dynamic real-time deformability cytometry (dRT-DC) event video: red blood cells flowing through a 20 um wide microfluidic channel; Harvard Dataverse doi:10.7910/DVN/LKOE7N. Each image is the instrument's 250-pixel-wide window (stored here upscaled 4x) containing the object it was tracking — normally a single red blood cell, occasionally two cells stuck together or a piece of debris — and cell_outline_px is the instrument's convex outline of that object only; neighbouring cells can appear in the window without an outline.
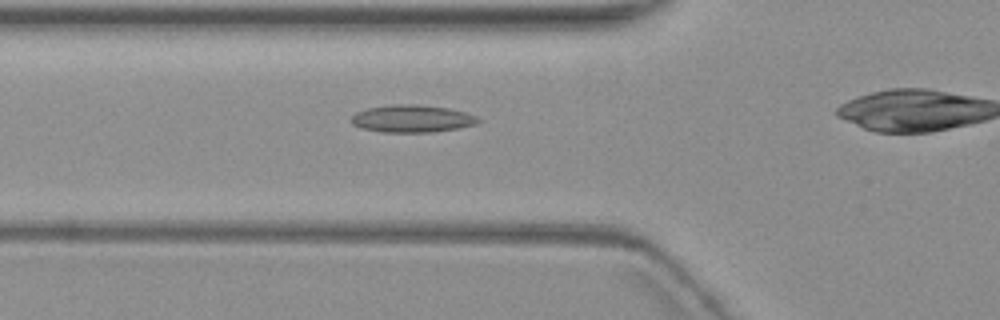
{"species": "common noctule bat (a hibernating species)", "species_latin": "Nyctalus noctula", "temperature_condition": "warm", "stored_images_in_passage": 3, "camera_frame_rate_fps": 3000, "um_per_image_px": 0.085, "animal": {"sex": "female", "body_mass_g": 19.3, "forearm_length_mm": 54.1}, "frame": {"image": 1, "passage_image": 2, "time_ms": 1.0, "image_size_px": [1000, 320], "cell_outline_px": [[480, 120], [476, 124], [456, 128], [428, 132], [380, 132], [364, 128], [352, 124], [352, 116], [356, 112], [368, 108], [392, 104], [416, 104], [448, 108], [464, 112], [476, 116]], "centroid_in_image_um": [35.0, 10.08], "position_along_channel_um": 90.8, "area_um2": 20.0}}